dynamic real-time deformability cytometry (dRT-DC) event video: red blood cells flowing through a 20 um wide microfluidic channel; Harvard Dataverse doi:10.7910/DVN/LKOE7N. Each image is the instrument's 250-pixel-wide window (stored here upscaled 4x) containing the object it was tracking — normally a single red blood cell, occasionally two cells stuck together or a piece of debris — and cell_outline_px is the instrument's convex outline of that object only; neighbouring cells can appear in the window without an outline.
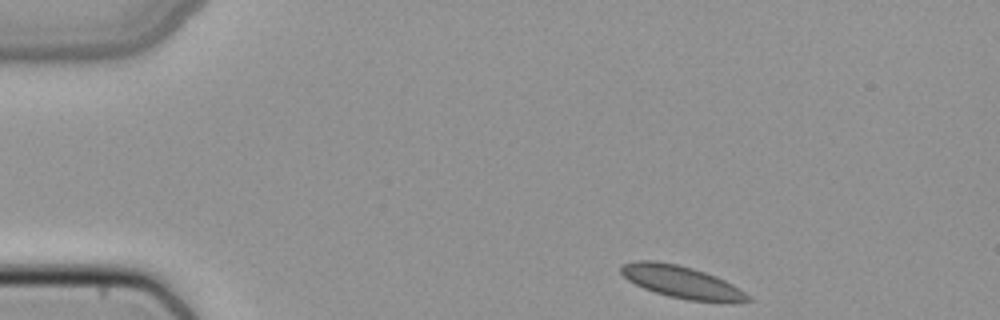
{"species": "common noctule bat (a hibernating species)", "species_latin": "Nyctalus noctula", "temperature_condition": "cold", "stored_images_in_passage": 43, "camera_frame_rate_fps": 3000, "um_per_image_px": 0.085, "animal": {"sex": "female", "body_mass_g": 22.7, "forearm_length_mm": 54.2}, "frame": {"image": 1, "passage_image": 1, "time_ms": 0.0, "image_size_px": [1000, 320], "cell_outline_px": [[752, 300], [688, 300], [668, 296], [644, 288], [628, 280], [620, 272], [620, 268], [624, 264], [632, 260], [656, 260], [676, 264], [692, 268], [716, 276], [740, 288], [752, 296]], "centroid_in_image_um": [57.87, 23.93], "position_along_channel_um": 27.1, "area_um2": 23.29}}
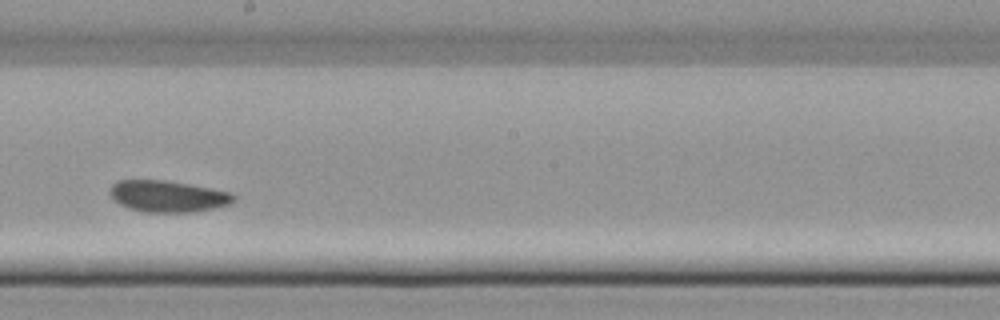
{"frame": {"image": 2, "passage_image": 22, "time_ms": 7.0, "image_size_px": [1000, 320], "cell_outline_px": [[236, 200], [228, 204], [212, 208], [192, 212], [144, 212], [128, 208], [120, 204], [108, 192], [112, 184], [116, 180], [164, 180], [188, 184], [232, 192], [236, 196]], "centroid_in_image_um": [14.26, 16.68], "position_along_channel_um": 233.9, "area_um2": 22.66}}
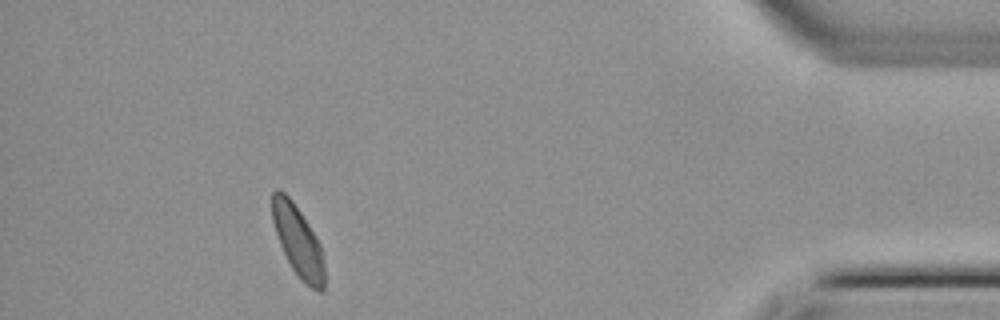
{"frame": {"image": 3, "passage_image": 39, "time_ms": 12.667, "image_size_px": [1000, 320], "cell_outline_px": [[324, 292], [320, 292], [312, 288], [300, 280], [292, 268], [280, 244], [272, 220], [272, 192], [276, 188], [280, 188], [292, 200], [316, 236], [320, 244], [324, 264]], "centroid_in_image_um": [25.33, 20.49], "position_along_channel_um": 409.9, "area_um2": 21.44}}